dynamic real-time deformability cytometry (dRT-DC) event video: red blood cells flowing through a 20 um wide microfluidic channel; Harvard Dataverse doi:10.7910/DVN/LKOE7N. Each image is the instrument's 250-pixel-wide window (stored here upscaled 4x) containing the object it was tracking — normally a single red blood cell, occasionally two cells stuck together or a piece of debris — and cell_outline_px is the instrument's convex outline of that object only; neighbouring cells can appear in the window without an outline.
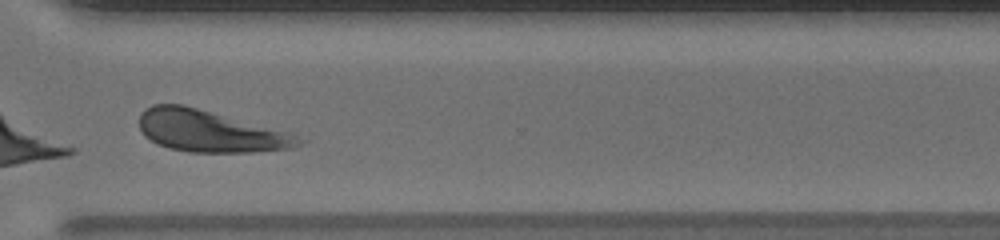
{"species": "human", "species_latin": "Homo sapiens", "temperature_condition": "warm", "stored_images_in_passage": 40, "camera_frame_rate_fps": 3000, "um_per_image_px": 0.085, "donor": {"sex": "male"}, "frame": {"image": 1, "passage_image": 29, "time_ms": 9.333, "image_size_px": [1000, 240], "cell_outline_px": [[308, 140], [304, 144], [292, 148], [252, 152], [188, 152], [168, 148], [156, 144], [144, 136], [140, 128], [140, 112], [152, 104], [184, 104], [288, 132]], "centroid_in_image_um": [17.85, 11.15], "position_along_channel_um": 352.8, "area_um2": 38.96}}